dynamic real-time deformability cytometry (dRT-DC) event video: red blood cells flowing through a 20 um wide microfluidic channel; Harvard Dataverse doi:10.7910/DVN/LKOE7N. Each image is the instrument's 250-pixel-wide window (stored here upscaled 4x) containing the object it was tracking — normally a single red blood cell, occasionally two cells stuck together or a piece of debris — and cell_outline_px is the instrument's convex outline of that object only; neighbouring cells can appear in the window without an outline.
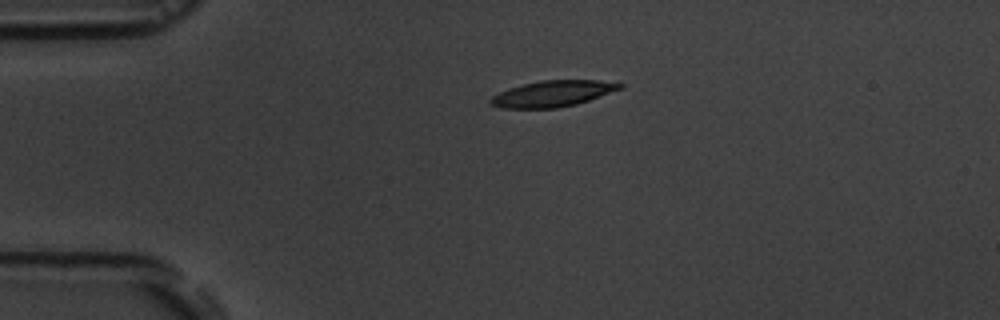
{"species": "common noctule bat (a hibernating species)", "species_latin": "Nyctalus noctula", "temperature_condition": "room temperature", "stored_images_in_passage": 5, "camera_frame_rate_fps": 3000, "um_per_image_px": 0.085, "animal": {"sex": "male", "body_mass_g": 19.5, "forearm_length_mm": 54.6}, "frame": {"image": 1, "passage_image": 5, "time_ms": 5.667, "image_size_px": [1000, 320], "cell_outline_px": [[624, 88], [576, 104], [556, 108], [504, 108], [488, 104], [488, 100], [492, 96], [508, 88], [540, 80], [596, 80], [624, 84]], "centroid_in_image_um": [46.95, 7.96], "position_along_channel_um": 38.0, "area_um2": 19.59}}